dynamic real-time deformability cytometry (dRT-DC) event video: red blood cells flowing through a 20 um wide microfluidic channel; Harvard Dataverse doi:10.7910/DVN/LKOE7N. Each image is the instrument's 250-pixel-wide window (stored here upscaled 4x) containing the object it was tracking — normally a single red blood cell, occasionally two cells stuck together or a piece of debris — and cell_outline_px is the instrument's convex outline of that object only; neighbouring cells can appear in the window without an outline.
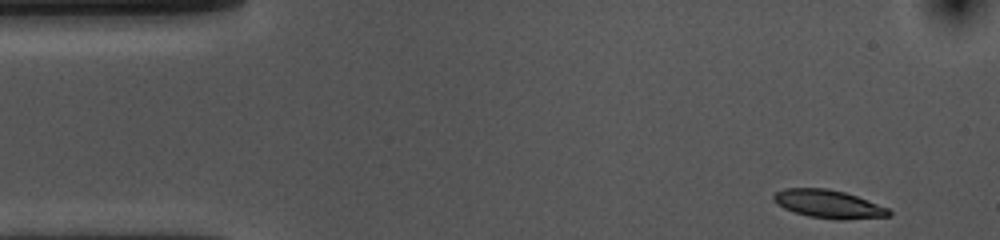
{"species": "common noctule bat (a hibernating species)", "species_latin": "Nyctalus noctula", "temperature_condition": "cold", "stored_images_in_passage": 51, "camera_frame_rate_fps": 3000, "um_per_image_px": 0.085, "animal": {"sex": "female", "body_mass_g": 10.0, "forearm_length_mm": 53.1}, "frame": {"image": 1, "passage_image": 1, "time_ms": 0.0, "image_size_px": [1000, 240], "cell_outline_px": [[892, 216], [844, 220], [840, 220], [808, 216], [784, 208], [776, 204], [772, 196], [776, 192], [784, 188], [828, 188], [844, 192], [856, 196], [888, 208], [892, 212]], "centroid_in_image_um": [70.43, 17.35], "position_along_channel_um": 14.6, "area_um2": 18.9}}
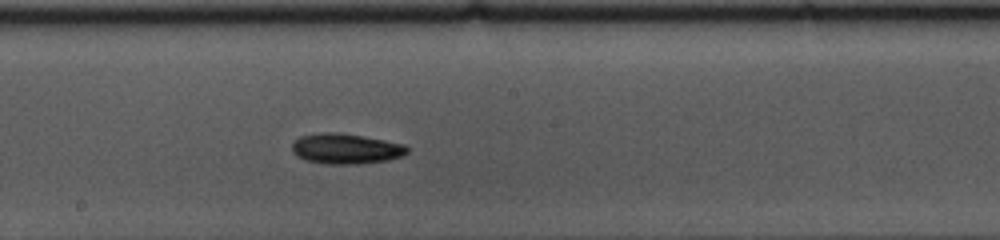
{"frame": {"image": 2, "passage_image": 25, "time_ms": 8.0, "image_size_px": [1000, 240], "cell_outline_px": [[408, 152], [404, 156], [388, 160], [360, 164], [324, 164], [304, 160], [296, 156], [292, 152], [292, 144], [300, 136], [320, 132], [340, 132], [384, 140], [404, 144], [408, 148]], "centroid_in_image_um": [29.38, 12.65], "position_along_channel_um": 218.8, "area_um2": 20.63}}
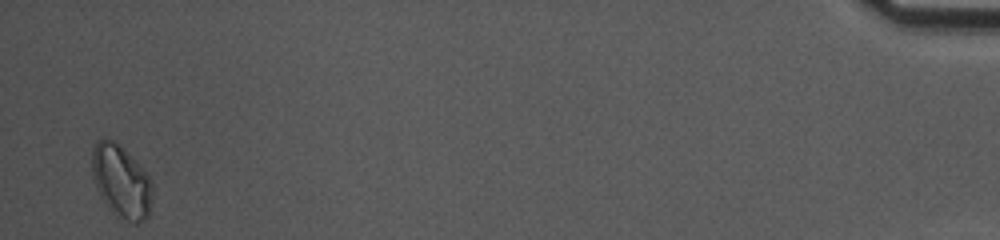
{"frame": {"image": 3, "passage_image": 50, "time_ms": 16.333, "image_size_px": [1000, 240], "cell_outline_px": [[152, 196], [148, 216], [144, 220], [136, 224], [116, 216], [108, 208], [100, 196], [92, 176], [92, 148], [96, 140], [108, 136], [120, 144], [128, 152], [148, 176], [152, 184]], "centroid_in_image_um": [10.28, 15.39], "position_along_channel_um": 424.9, "area_um2": 25.84}, "authors_computed_cell_mechanics": {"area_um2": 19.363, "velocity_mm_per_s": 3.5987, "shape_relaxation_time_tau1_ms": 3.6066, "shape_relaxation_time_tau2_ms": null, "deformation_change_tau1": 0.1068, "deformation_change_tau2": null}}